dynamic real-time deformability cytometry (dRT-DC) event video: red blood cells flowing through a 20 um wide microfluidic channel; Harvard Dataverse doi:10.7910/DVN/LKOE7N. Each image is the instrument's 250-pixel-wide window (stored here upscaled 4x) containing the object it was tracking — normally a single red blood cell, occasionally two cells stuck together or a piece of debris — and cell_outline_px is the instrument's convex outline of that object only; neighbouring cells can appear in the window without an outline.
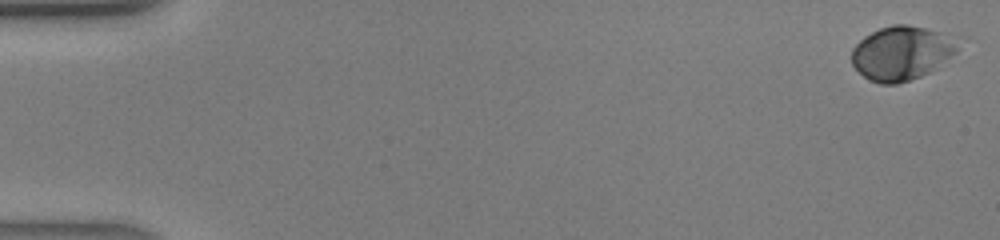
{"species": "human", "species_latin": "Homo sapiens", "temperature_condition": "warm", "stored_images_in_passage": 42, "camera_frame_rate_fps": 3000, "um_per_image_px": 0.085, "donor": {"sex": "male"}, "frame": {"image": 1, "passage_image": 1, "time_ms": 0.0, "image_size_px": [1000, 240], "cell_outline_px": [[960, 40], [956, 52], [928, 72], [920, 76], [896, 84], [880, 84], [868, 80], [852, 64], [852, 48], [864, 36], [880, 28], [892, 24], [908, 24], [960, 36]], "centroid_in_image_um": [76.66, 4.48], "position_along_channel_um": 8.3, "area_um2": 33.52}}
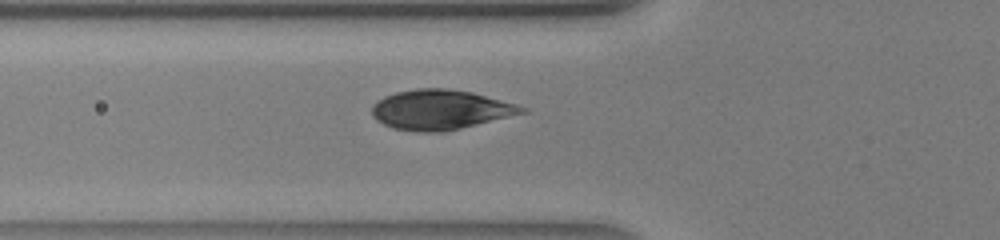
{"frame": {"image": 2, "passage_image": 16, "time_ms": 5.0, "image_size_px": [1000, 240], "cell_outline_px": [[528, 112], [444, 132], [424, 132], [392, 128], [376, 120], [372, 116], [372, 104], [376, 100], [384, 96], [396, 92], [416, 88], [448, 88], [472, 92], [516, 104], [528, 108]], "centroid_in_image_um": [37.41, 9.32], "position_along_channel_um": 88.4, "area_um2": 34.85}}
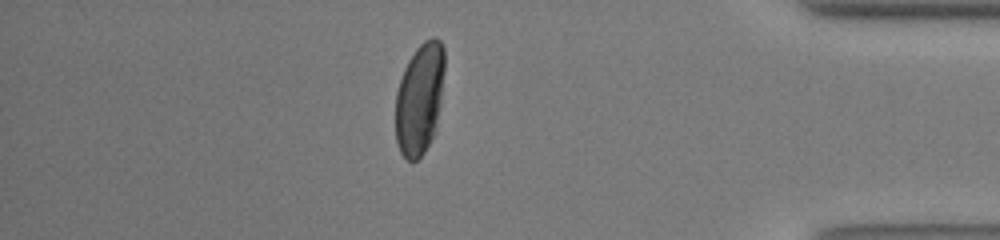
{"frame": {"image": 3, "passage_image": 37, "time_ms": 12.0, "image_size_px": [1000, 240], "cell_outline_px": [[444, 68], [440, 108], [436, 132], [424, 152], [416, 160], [408, 160], [400, 152], [396, 140], [396, 92], [404, 68], [408, 60], [416, 48], [424, 40], [432, 36], [436, 36], [440, 40], [444, 48]], "centroid_in_image_um": [35.68, 8.37], "position_along_channel_um": 399.5, "area_um2": 32.08}}